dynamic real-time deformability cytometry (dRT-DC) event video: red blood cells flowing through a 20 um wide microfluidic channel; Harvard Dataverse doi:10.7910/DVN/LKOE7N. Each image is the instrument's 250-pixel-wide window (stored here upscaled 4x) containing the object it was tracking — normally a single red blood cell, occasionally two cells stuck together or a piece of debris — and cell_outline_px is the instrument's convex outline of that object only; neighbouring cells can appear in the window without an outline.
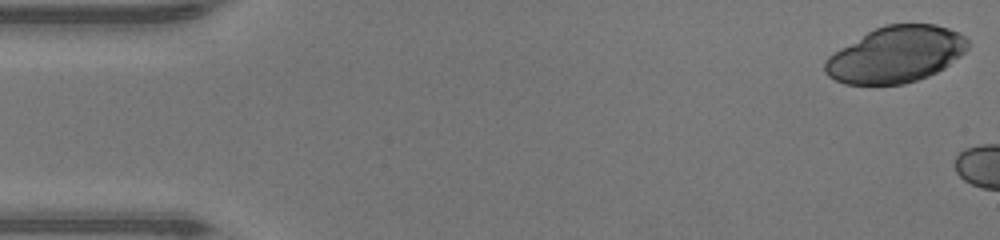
{"species": "human", "species_latin": "Homo sapiens", "temperature_condition": "warm", "stored_images_in_passage": 39, "camera_frame_rate_fps": 3000, "um_per_image_px": 0.085, "donor": {"sex": "male"}, "frame": {"image": 1, "passage_image": 1, "time_ms": 0.0, "image_size_px": [1000, 240], "cell_outline_px": [[968, 48], [960, 56], [944, 68], [928, 76], [904, 84], [844, 84], [828, 76], [824, 72], [824, 60], [828, 56], [840, 48], [868, 32], [884, 24], [936, 24], [948, 28], [964, 36], [968, 40]], "centroid_in_image_um": [76.13, 4.64], "position_along_channel_um": 8.9, "area_um2": 46.59}}
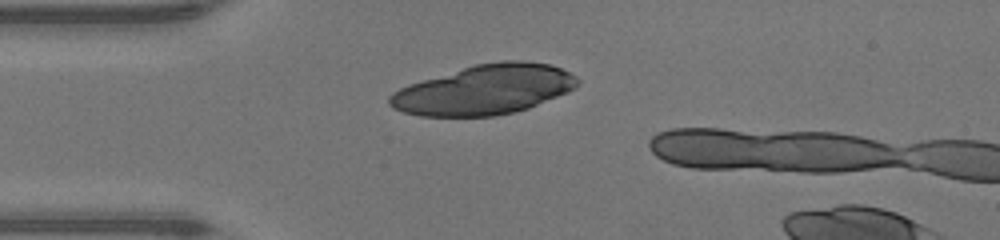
{"frame": {"image": 2, "passage_image": 12, "time_ms": 3.667, "image_size_px": [1000, 240], "cell_outline_px": [[580, 84], [568, 92], [528, 108], [516, 112], [496, 116], [420, 116], [404, 112], [392, 108], [388, 104], [388, 96], [392, 92], [408, 84], [476, 64], [500, 60], [520, 60], [552, 64], [576, 76], [580, 80]], "centroid_in_image_um": [41.18, 7.62], "position_along_channel_um": 43.8, "area_um2": 54.62}}